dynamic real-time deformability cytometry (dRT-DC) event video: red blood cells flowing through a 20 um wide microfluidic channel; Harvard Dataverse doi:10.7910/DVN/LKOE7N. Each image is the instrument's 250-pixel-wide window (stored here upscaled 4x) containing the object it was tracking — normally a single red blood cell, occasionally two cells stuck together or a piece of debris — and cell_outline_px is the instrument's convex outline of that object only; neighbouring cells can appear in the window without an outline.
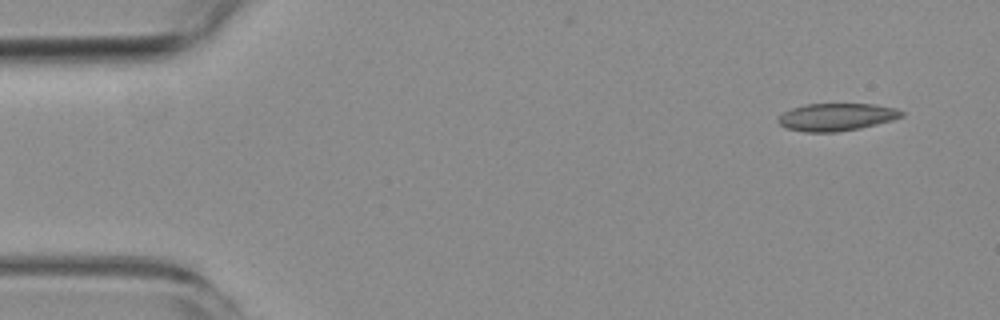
{"species": "common noctule bat (a hibernating species)", "species_latin": "Nyctalus noctula", "temperature_condition": "room temperature", "stored_images_in_passage": 4, "camera_frame_rate_fps": 3000, "um_per_image_px": 0.085, "animal": {"sex": "female", "body_mass_g": 19.3, "forearm_length_mm": 54.1}, "frame": {"image": 1, "passage_image": 1, "time_ms": 0.0, "image_size_px": [1000, 320], "cell_outline_px": [[904, 116], [892, 120], [860, 128], [836, 132], [804, 132], [784, 128], [776, 120], [776, 116], [792, 108], [804, 104], [872, 104], [896, 108], [904, 112]], "centroid_in_image_um": [71.05, 9.95], "position_along_channel_um": 13.9, "area_um2": 19.94}}
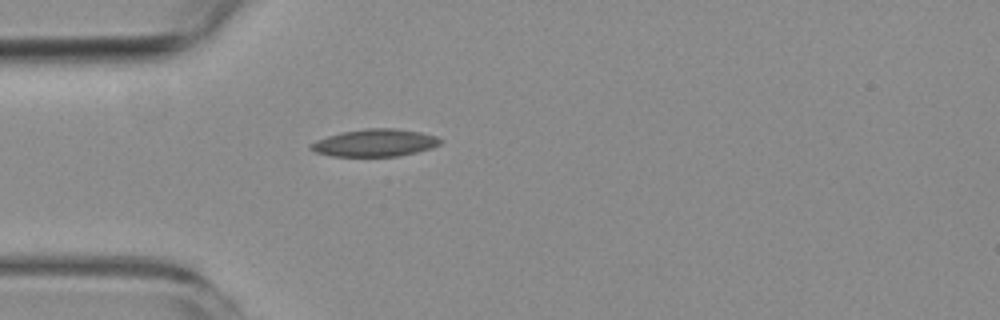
{"frame": {"image": 2, "passage_image": 4, "time_ms": 3.667, "image_size_px": [1000, 320], "cell_outline_px": [[444, 140], [440, 144], [432, 148], [416, 152], [396, 156], [332, 156], [316, 152], [308, 148], [308, 144], [316, 140], [340, 132], [364, 128], [396, 128], [420, 132], [436, 136]], "centroid_in_image_um": [31.86, 12.13], "position_along_channel_um": 53.1, "area_um2": 20.81}}